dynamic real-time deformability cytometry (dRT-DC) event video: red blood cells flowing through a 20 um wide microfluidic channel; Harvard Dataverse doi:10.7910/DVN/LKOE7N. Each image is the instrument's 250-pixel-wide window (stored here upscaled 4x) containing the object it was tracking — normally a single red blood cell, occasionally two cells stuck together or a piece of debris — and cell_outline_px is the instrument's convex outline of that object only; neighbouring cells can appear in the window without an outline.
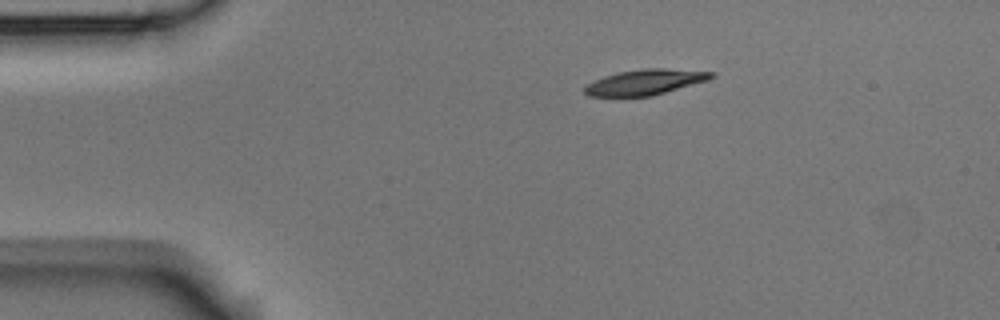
{"species": "Egyptian fruit bat (a non-hibernating species)", "species_latin": "Rousettus aegyptiacus", "temperature_condition": "room temperature", "stored_images_in_passage": 6, "camera_frame_rate_fps": 3000, "um_per_image_px": 0.085, "animal": {"sex": "male"}, "frame": {"image": 1, "passage_image": 6, "time_ms": 6.0, "image_size_px": [1000, 320], "cell_outline_px": [[716, 76], [708, 80], [652, 96], [588, 96], [584, 92], [584, 88], [588, 84], [604, 76], [620, 72], [644, 68], [664, 68], [716, 72]], "centroid_in_image_um": [54.88, 6.97], "position_along_channel_um": 30.1, "area_um2": 18.67}}